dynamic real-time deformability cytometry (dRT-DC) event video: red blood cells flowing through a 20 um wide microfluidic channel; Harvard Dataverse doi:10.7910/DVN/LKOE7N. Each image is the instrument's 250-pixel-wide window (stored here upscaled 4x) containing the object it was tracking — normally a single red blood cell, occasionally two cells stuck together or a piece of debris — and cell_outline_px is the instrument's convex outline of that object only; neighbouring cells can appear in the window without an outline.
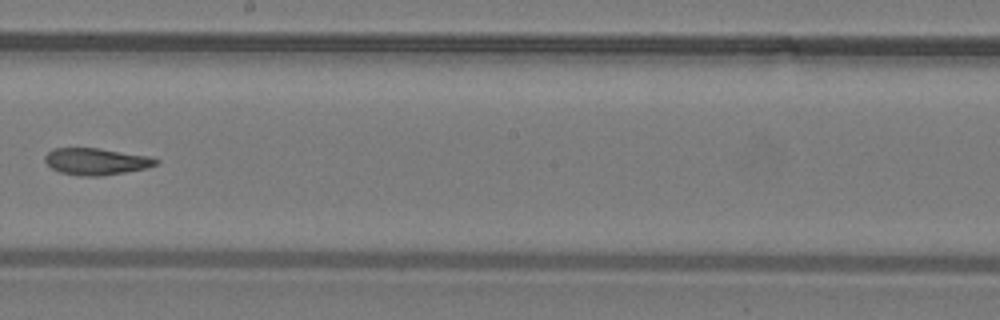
{"species": "common noctule bat (a hibernating species)", "species_latin": "Nyctalus noctula", "temperature_condition": "warm", "stored_images_in_passage": 37, "camera_frame_rate_fps": 3000, "um_per_image_px": 0.085, "animal": {"sex": "male", "body_mass_g": 19.2, "forearm_length_mm": 51.8}, "frame": {"image": 1, "passage_image": 22, "time_ms": 7.0, "image_size_px": [1000, 320], "cell_outline_px": [[160, 160], [156, 164], [148, 168], [100, 176], [80, 176], [60, 172], [52, 168], [44, 160], [44, 156], [52, 148], [100, 148], [148, 156]], "centroid_in_image_um": [8.16, 13.72], "position_along_channel_um": 240.0, "area_um2": 17.28}}